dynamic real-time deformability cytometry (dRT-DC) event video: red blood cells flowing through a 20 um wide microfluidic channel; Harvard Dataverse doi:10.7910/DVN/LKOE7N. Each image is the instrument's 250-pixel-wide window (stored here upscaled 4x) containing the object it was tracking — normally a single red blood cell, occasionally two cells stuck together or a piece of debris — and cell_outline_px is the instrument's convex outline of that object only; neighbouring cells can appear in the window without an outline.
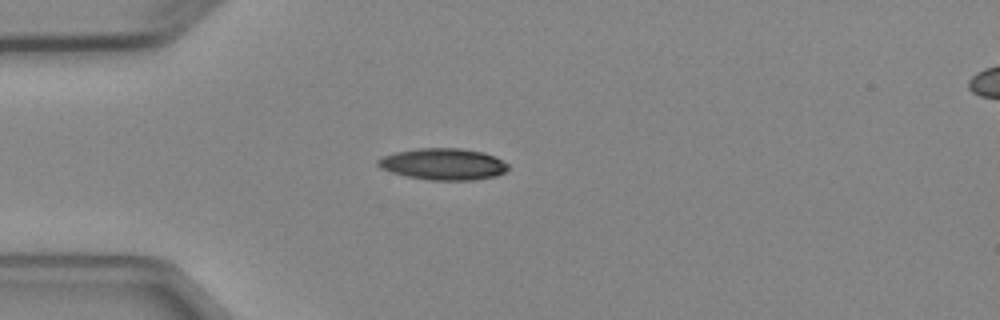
{"species": "Egyptian fruit bat (a non-hibernating species)", "species_latin": "Rousettus aegyptiacus", "temperature_condition": "cold", "stored_images_in_passage": 1, "camera_frame_rate_fps": 3000, "um_per_image_px": 0.085, "animal": {"sex": "female"}, "frame": {"image": 1, "passage_image": 1, "time_ms": 0.0, "image_size_px": [1000, 320], "cell_outline_px": [[508, 168], [504, 172], [496, 176], [472, 180], [428, 180], [408, 176], [392, 172], [380, 168], [376, 164], [376, 160], [384, 156], [396, 152], [420, 148], [460, 148], [484, 152], [496, 156], [508, 164]], "centroid_in_image_um": [37.69, 13.94], "position_along_channel_um": 47.3, "area_um2": 23.93}}